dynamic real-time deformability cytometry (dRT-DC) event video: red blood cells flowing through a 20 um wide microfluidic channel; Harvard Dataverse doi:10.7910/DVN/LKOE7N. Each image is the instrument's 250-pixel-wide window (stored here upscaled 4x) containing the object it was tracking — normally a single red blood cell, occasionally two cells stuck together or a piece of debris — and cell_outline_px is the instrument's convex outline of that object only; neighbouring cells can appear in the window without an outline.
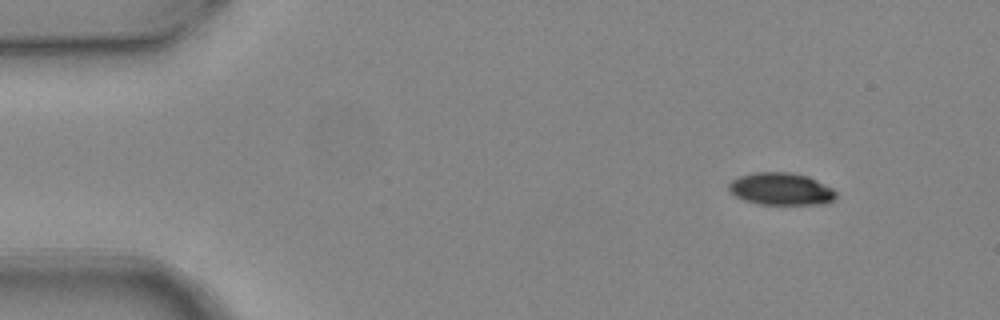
{"species": "common noctule bat (a hibernating species)", "species_latin": "Nyctalus noctula", "temperature_condition": "warm", "stored_images_in_passage": 4, "camera_frame_rate_fps": 3000, "um_per_image_px": 0.085, "animal": {"sex": "female", "body_mass_g": 24.6, "forearm_length_mm": 56.2}, "frame": {"image": 1, "passage_image": 1, "time_ms": 0.0, "image_size_px": [1000, 320], "cell_outline_px": [[836, 196], [832, 200], [824, 204], [756, 204], [744, 200], [728, 192], [728, 184], [732, 180], [740, 176], [752, 172], [788, 172], [808, 176], [832, 188], [836, 192]], "centroid_in_image_um": [66.34, 16.06], "position_along_channel_um": 18.7, "area_um2": 20.23}}
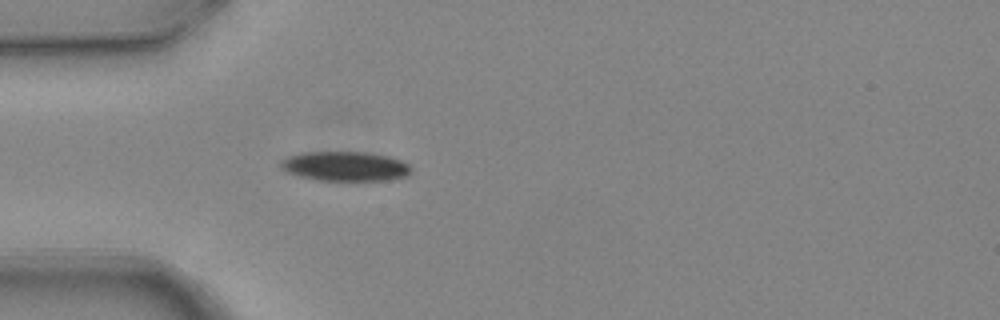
{"frame": {"image": 2, "passage_image": 4, "time_ms": 1.0, "image_size_px": [1000, 320], "cell_outline_px": [[412, 172], [408, 176], [388, 180], [320, 180], [296, 176], [284, 172], [280, 168], [280, 160], [288, 156], [300, 152], [364, 152], [388, 156], [400, 160], [408, 164], [412, 168]], "centroid_in_image_um": [29.3, 14.13], "position_along_channel_um": 55.7, "area_um2": 22.72}}